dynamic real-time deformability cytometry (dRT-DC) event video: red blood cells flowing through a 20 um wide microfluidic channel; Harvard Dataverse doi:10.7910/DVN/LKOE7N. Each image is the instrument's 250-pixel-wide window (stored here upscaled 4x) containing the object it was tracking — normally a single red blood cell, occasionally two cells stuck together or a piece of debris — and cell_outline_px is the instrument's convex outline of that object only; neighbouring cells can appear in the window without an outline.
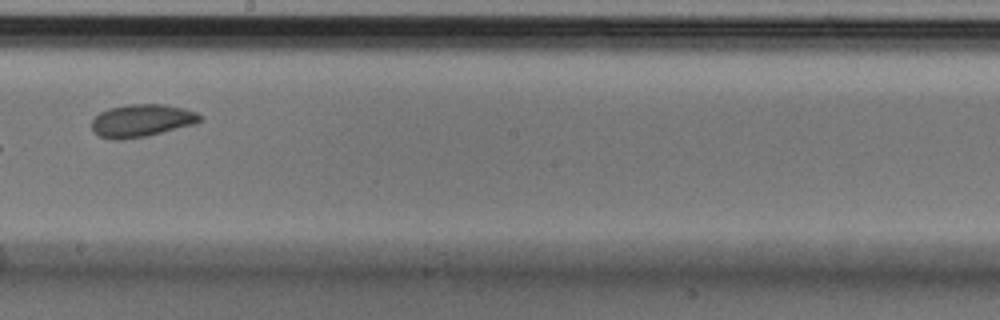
{"species": "Egyptian fruit bat (a non-hibernating species)", "species_latin": "Rousettus aegyptiacus", "temperature_condition": "cold", "stored_images_in_passage": 8, "camera_frame_rate_fps": 3000, "um_per_image_px": 0.085, "animal": {"sex": "male"}, "frame": {"image": 1, "passage_image": 8, "time_ms": 2.333, "image_size_px": [1000, 320], "cell_outline_px": [[200, 120], [192, 124], [148, 136], [120, 140], [116, 140], [100, 136], [92, 132], [92, 120], [100, 112], [108, 108], [128, 104], [164, 104], [184, 108], [196, 112], [200, 116]], "centroid_in_image_um": [11.99, 10.25], "position_along_channel_um": 236.2, "area_um2": 20.46}}